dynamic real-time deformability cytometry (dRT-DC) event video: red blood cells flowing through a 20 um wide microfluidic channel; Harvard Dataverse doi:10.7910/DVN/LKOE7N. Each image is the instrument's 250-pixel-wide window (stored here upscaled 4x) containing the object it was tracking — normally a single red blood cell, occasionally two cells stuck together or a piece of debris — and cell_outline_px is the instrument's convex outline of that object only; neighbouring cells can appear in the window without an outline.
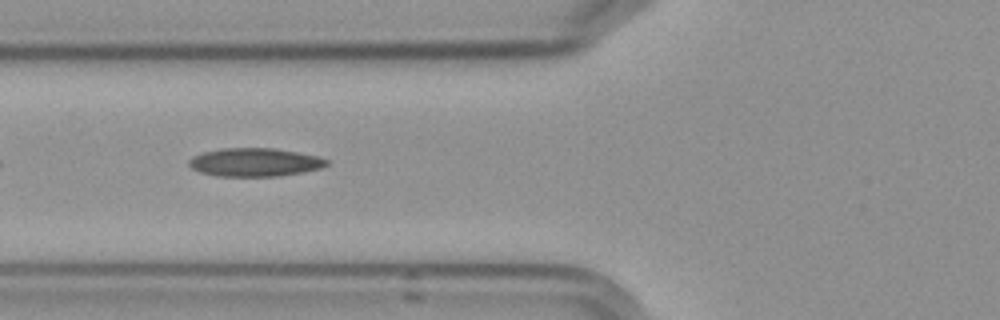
{"species": "Egyptian fruit bat (a non-hibernating species)", "species_latin": "Rousettus aegyptiacus", "temperature_condition": "cold", "stored_images_in_passage": 5, "camera_frame_rate_fps": 3000, "um_per_image_px": 0.085, "frame": {"image": 1, "passage_image": 4, "time_ms": 4.667, "image_size_px": [1000, 320], "cell_outline_px": [[328, 164], [320, 168], [300, 172], [276, 176], [216, 176], [200, 172], [192, 168], [188, 164], [188, 160], [192, 156], [204, 152], [224, 148], [272, 148], [296, 152], [316, 156], [328, 160]], "centroid_in_image_um": [21.6, 13.79], "position_along_channel_um": 104.2, "area_um2": 22.48}}